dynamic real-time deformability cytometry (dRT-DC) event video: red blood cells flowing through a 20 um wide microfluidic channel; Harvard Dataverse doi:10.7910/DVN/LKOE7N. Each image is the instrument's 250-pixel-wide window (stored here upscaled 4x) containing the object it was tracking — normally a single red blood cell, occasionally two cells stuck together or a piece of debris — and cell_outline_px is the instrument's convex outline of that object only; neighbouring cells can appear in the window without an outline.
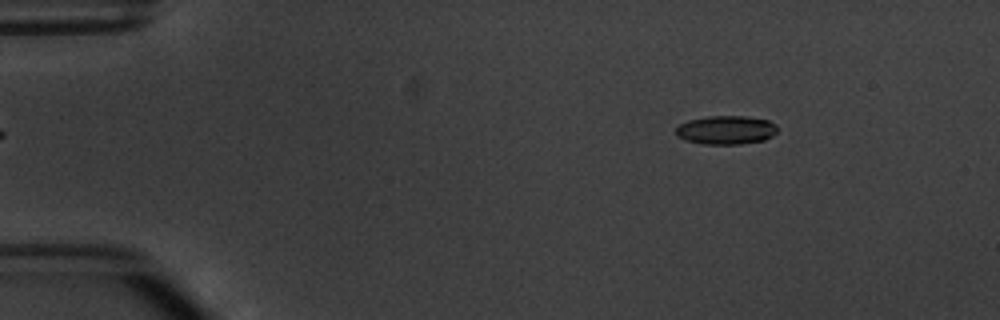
{"species": "common noctule bat (a hibernating species)", "species_latin": "Nyctalus noctula", "temperature_condition": "warm", "stored_images_in_passage": 4, "camera_frame_rate_fps": 3000, "um_per_image_px": 0.085, "animal": {"sex": "male", "body_mass_g": 20.1, "forearm_length_mm": 53.5}, "frame": {"image": 1, "passage_image": 2, "time_ms": 1.333, "image_size_px": [1000, 320], "cell_outline_px": [[776, 132], [772, 136], [764, 140], [740, 144], [704, 144], [688, 140], [676, 136], [676, 128], [680, 124], [688, 120], [708, 116], [744, 116], [768, 120], [776, 124]], "centroid_in_image_um": [61.72, 11.04], "position_along_channel_um": 23.3, "area_um2": 16.88}}